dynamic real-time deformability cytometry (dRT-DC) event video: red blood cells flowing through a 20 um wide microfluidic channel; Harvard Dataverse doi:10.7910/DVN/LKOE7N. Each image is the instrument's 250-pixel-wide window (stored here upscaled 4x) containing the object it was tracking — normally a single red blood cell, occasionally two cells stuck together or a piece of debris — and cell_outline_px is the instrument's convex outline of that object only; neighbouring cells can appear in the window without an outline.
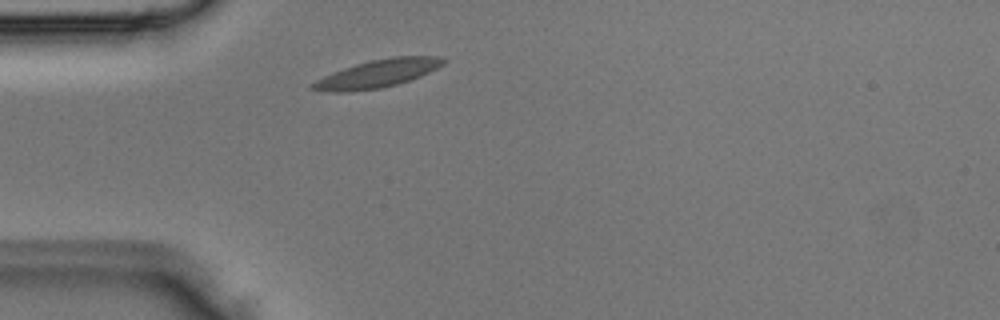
{"species": "Egyptian fruit bat (a non-hibernating species)", "species_latin": "Rousettus aegyptiacus", "temperature_condition": "room temperature", "stored_images_in_passage": 1, "camera_frame_rate_fps": 3000, "um_per_image_px": 0.085, "animal": {"sex": "male"}, "frame": {"image": 1, "passage_image": 1, "time_ms": 0.0, "image_size_px": [1000, 320], "cell_outline_px": [[448, 60], [444, 64], [420, 76], [396, 84], [380, 88], [348, 92], [328, 92], [308, 88], [316, 80], [324, 76], [344, 68], [356, 64], [372, 60], [392, 56], [444, 56]], "centroid_in_image_um": [32.11, 6.25], "position_along_channel_um": 52.9, "area_um2": 21.1}}